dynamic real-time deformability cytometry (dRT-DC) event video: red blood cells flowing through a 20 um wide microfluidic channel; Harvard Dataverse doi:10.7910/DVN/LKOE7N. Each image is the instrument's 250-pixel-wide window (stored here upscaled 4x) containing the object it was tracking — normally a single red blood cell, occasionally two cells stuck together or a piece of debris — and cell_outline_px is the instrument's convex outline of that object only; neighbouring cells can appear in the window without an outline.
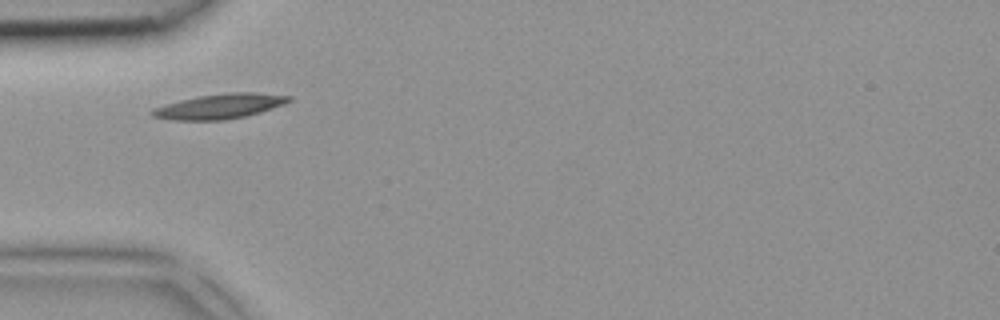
{"species": "common noctule bat (a hibernating species)", "species_latin": "Nyctalus noctula", "temperature_condition": "room temperature", "stored_images_in_passage": 2, "camera_frame_rate_fps": 3000, "um_per_image_px": 0.085, "animal": {"sex": "female", "body_mass_g": 18.4}, "frame": {"image": 1, "passage_image": 1, "time_ms": 0.0, "image_size_px": [1000, 320], "cell_outline_px": [[292, 100], [284, 104], [260, 112], [244, 116], [224, 120], [172, 120], [152, 116], [148, 112], [152, 108], [180, 100], [196, 96], [228, 92], [256, 92], [292, 96]], "centroid_in_image_um": [18.65, 9.02], "position_along_channel_um": 66.3, "area_um2": 19.94}}